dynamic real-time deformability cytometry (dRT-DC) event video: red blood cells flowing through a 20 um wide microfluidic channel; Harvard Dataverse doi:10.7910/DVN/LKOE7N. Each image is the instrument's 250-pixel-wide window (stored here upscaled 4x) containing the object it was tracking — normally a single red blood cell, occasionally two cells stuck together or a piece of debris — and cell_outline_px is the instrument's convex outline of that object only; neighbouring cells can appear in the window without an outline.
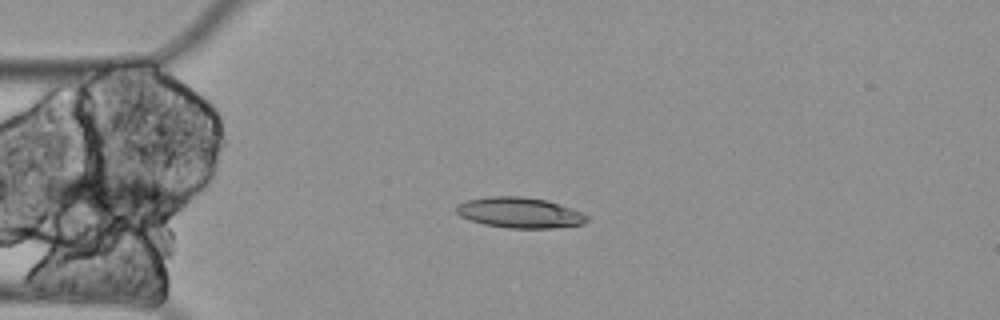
{"species": "Egyptian fruit bat (a non-hibernating species)", "species_latin": "Rousettus aegyptiacus", "temperature_condition": "cold", "stored_images_in_passage": 3, "camera_frame_rate_fps": 3000, "um_per_image_px": 0.085, "animal": {"sex": "female"}, "frame": {"image": 1, "passage_image": 2, "time_ms": 0.333, "image_size_px": [1000, 320], "cell_outline_px": [[588, 220], [584, 224], [552, 228], [508, 228], [484, 224], [460, 216], [456, 212], [456, 204], [468, 200], [488, 196], [524, 196], [548, 200], [580, 212], [588, 216]], "centroid_in_image_um": [44.16, 18.07], "position_along_channel_um": 40.8, "area_um2": 23.24}}